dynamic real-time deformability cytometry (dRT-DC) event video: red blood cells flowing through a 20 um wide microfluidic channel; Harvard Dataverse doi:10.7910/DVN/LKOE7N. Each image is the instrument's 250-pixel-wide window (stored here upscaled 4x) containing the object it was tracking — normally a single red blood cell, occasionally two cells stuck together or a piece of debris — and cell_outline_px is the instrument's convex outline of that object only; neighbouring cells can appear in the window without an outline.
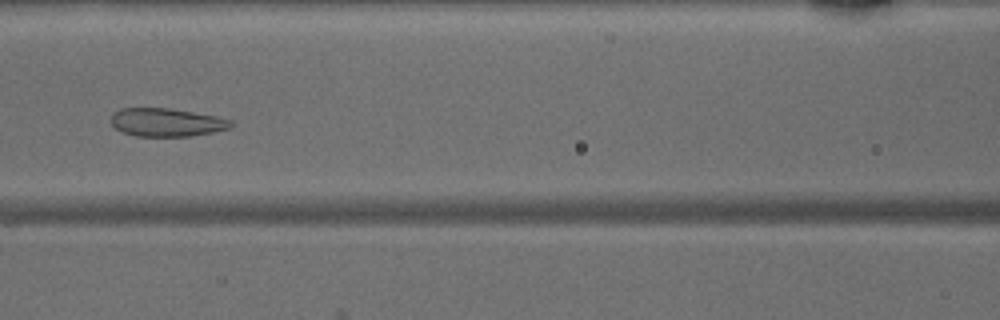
{"species": "common noctule bat (a hibernating species)", "species_latin": "Nyctalus noctula", "temperature_condition": "warm", "stored_images_in_passage": 31, "camera_frame_rate_fps": 3000, "um_per_image_px": 0.085, "animal": {"sex": "male", "body_mass_g": 15.6}, "frame": {"image": 1, "passage_image": 15, "time_ms": 4.667, "image_size_px": [1000, 320], "cell_outline_px": [[232, 124], [228, 128], [212, 132], [188, 136], [136, 136], [124, 132], [116, 128], [112, 124], [112, 116], [120, 108], [168, 108], [216, 116], [232, 120]], "centroid_in_image_um": [14.16, 10.39], "position_along_channel_um": 152.4, "area_um2": 19.36}}
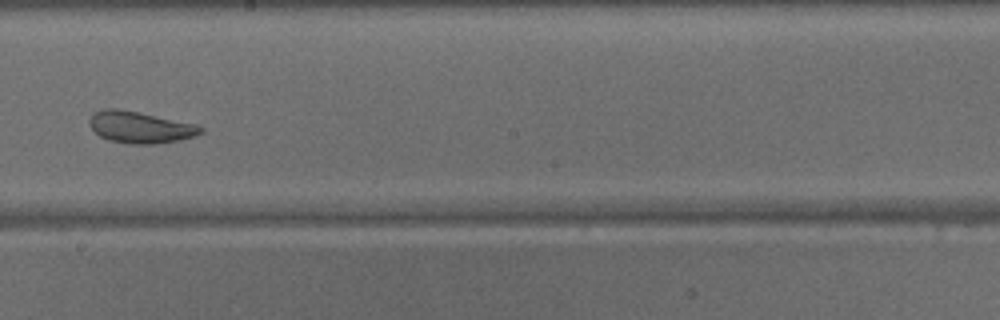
{"frame": {"image": 2, "passage_image": 21, "time_ms": 6.667, "image_size_px": [1000, 320], "cell_outline_px": [[204, 132], [192, 136], [176, 140], [156, 144], [132, 144], [108, 140], [100, 136], [88, 124], [88, 120], [92, 112], [104, 108], [116, 108], [140, 112], [196, 124], [204, 128]], "centroid_in_image_um": [11.87, 10.8], "position_along_channel_um": 236.3, "area_um2": 20.58}}
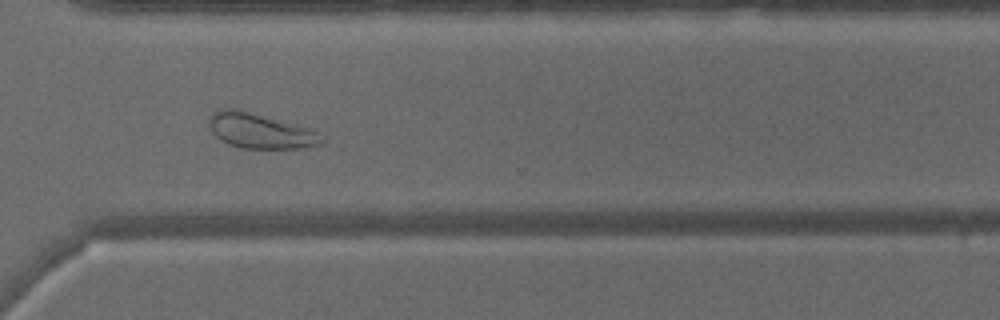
{"frame": {"image": 3, "passage_image": 29, "time_ms": 9.333, "image_size_px": [1000, 320], "cell_outline_px": [[324, 140], [320, 144], [304, 148], [240, 148], [228, 144], [220, 140], [212, 132], [208, 124], [208, 120], [212, 112], [216, 108], [236, 108], [296, 124], [320, 132], [324, 136]], "centroid_in_image_um": [22.09, 11.11], "position_along_channel_um": 348.5, "area_um2": 23.35}}